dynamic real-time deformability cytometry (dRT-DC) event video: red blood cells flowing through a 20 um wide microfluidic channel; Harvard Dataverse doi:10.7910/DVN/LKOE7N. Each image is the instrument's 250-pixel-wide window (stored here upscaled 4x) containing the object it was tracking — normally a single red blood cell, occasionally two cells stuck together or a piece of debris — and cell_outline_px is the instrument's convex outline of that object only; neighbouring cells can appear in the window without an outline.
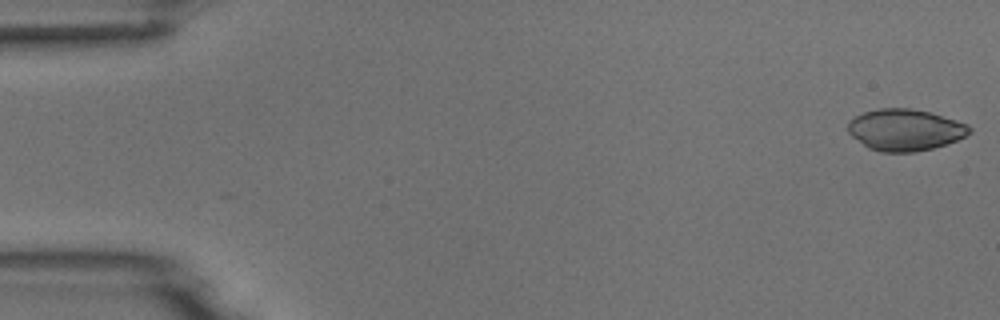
{"species": "common noctule bat (a hibernating species)", "species_latin": "Nyctalus noctula", "temperature_condition": "room temperature", "stored_images_in_passage": 5, "camera_frame_rate_fps": 3000, "um_per_image_px": 0.085, "animal": {"sex": "male", "body_mass_g": 18.8}, "frame": {"image": 1, "passage_image": 1, "time_ms": 0.0, "image_size_px": [1000, 320], "cell_outline_px": [[972, 132], [956, 140], [932, 148], [916, 152], [880, 152], [868, 148], [852, 136], [848, 132], [848, 120], [864, 112], [880, 108], [912, 108], [928, 112], [956, 120], [968, 124], [972, 128]], "centroid_in_image_um": [76.92, 11.04], "position_along_channel_um": 8.1, "area_um2": 29.36}}
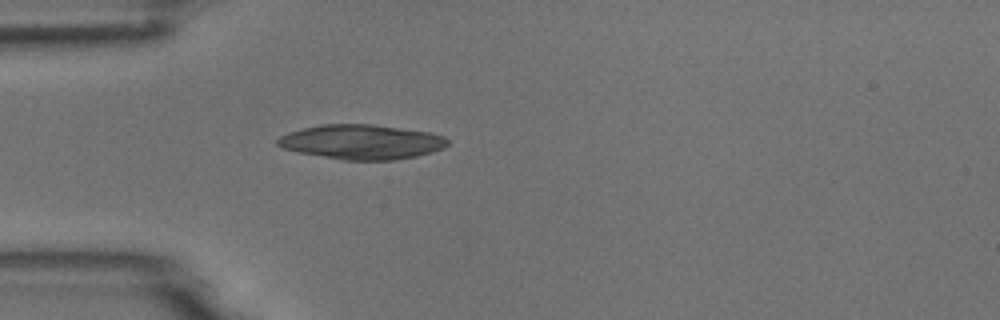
{"frame": {"image": 2, "passage_image": 5, "time_ms": 1.333, "image_size_px": [1000, 320], "cell_outline_px": [[448, 144], [444, 148], [432, 152], [416, 156], [396, 160], [344, 160], [300, 152], [284, 148], [276, 144], [276, 140], [280, 136], [288, 132], [320, 124], [372, 124], [428, 132], [444, 136], [448, 140]], "centroid_in_image_um": [30.75, 12.06], "position_along_channel_um": 54.3, "area_um2": 34.16}}